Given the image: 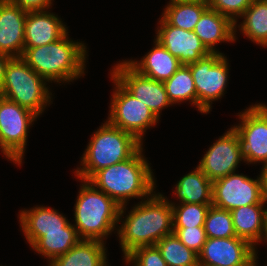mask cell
Segmentation results:
<instances>
[{
    "label": "cell",
    "instance_id": "f546056e",
    "mask_svg": "<svg viewBox=\"0 0 267 266\" xmlns=\"http://www.w3.org/2000/svg\"><path fill=\"white\" fill-rule=\"evenodd\" d=\"M207 238L236 237L230 211L210 206L204 222Z\"/></svg>",
    "mask_w": 267,
    "mask_h": 266
},
{
    "label": "cell",
    "instance_id": "ba28073f",
    "mask_svg": "<svg viewBox=\"0 0 267 266\" xmlns=\"http://www.w3.org/2000/svg\"><path fill=\"white\" fill-rule=\"evenodd\" d=\"M115 90L111 98L107 121L115 127L132 134L142 142L144 132L158 123V118L144 103L129 93L112 75ZM149 127V128H148Z\"/></svg>",
    "mask_w": 267,
    "mask_h": 266
},
{
    "label": "cell",
    "instance_id": "7c38bea8",
    "mask_svg": "<svg viewBox=\"0 0 267 266\" xmlns=\"http://www.w3.org/2000/svg\"><path fill=\"white\" fill-rule=\"evenodd\" d=\"M257 258L254 247L243 238H207L198 266H256Z\"/></svg>",
    "mask_w": 267,
    "mask_h": 266
},
{
    "label": "cell",
    "instance_id": "d6a6232c",
    "mask_svg": "<svg viewBox=\"0 0 267 266\" xmlns=\"http://www.w3.org/2000/svg\"><path fill=\"white\" fill-rule=\"evenodd\" d=\"M176 237L197 255L207 241L204 227L173 228Z\"/></svg>",
    "mask_w": 267,
    "mask_h": 266
},
{
    "label": "cell",
    "instance_id": "9a60e30c",
    "mask_svg": "<svg viewBox=\"0 0 267 266\" xmlns=\"http://www.w3.org/2000/svg\"><path fill=\"white\" fill-rule=\"evenodd\" d=\"M159 24L156 40L178 58L182 65L197 62L211 53L194 31L174 27L162 16Z\"/></svg>",
    "mask_w": 267,
    "mask_h": 266
},
{
    "label": "cell",
    "instance_id": "484cf974",
    "mask_svg": "<svg viewBox=\"0 0 267 266\" xmlns=\"http://www.w3.org/2000/svg\"><path fill=\"white\" fill-rule=\"evenodd\" d=\"M243 23L238 28L254 43L267 46V0H253L241 15Z\"/></svg>",
    "mask_w": 267,
    "mask_h": 266
},
{
    "label": "cell",
    "instance_id": "3957f363",
    "mask_svg": "<svg viewBox=\"0 0 267 266\" xmlns=\"http://www.w3.org/2000/svg\"><path fill=\"white\" fill-rule=\"evenodd\" d=\"M67 31L55 42L24 48L21 58L48 82H71L84 75L86 46L69 39Z\"/></svg>",
    "mask_w": 267,
    "mask_h": 266
},
{
    "label": "cell",
    "instance_id": "836d02e7",
    "mask_svg": "<svg viewBox=\"0 0 267 266\" xmlns=\"http://www.w3.org/2000/svg\"><path fill=\"white\" fill-rule=\"evenodd\" d=\"M26 12L47 10L52 6L53 0H10Z\"/></svg>",
    "mask_w": 267,
    "mask_h": 266
},
{
    "label": "cell",
    "instance_id": "9c48e42d",
    "mask_svg": "<svg viewBox=\"0 0 267 266\" xmlns=\"http://www.w3.org/2000/svg\"><path fill=\"white\" fill-rule=\"evenodd\" d=\"M37 117L19 104L0 96V149L15 164L22 163L28 130Z\"/></svg>",
    "mask_w": 267,
    "mask_h": 266
},
{
    "label": "cell",
    "instance_id": "e575fe53",
    "mask_svg": "<svg viewBox=\"0 0 267 266\" xmlns=\"http://www.w3.org/2000/svg\"><path fill=\"white\" fill-rule=\"evenodd\" d=\"M261 174L259 175L261 181V193L262 199L267 204V163L261 168Z\"/></svg>",
    "mask_w": 267,
    "mask_h": 266
},
{
    "label": "cell",
    "instance_id": "603a6c76",
    "mask_svg": "<svg viewBox=\"0 0 267 266\" xmlns=\"http://www.w3.org/2000/svg\"><path fill=\"white\" fill-rule=\"evenodd\" d=\"M174 189L180 203L212 204L213 182L198 167L180 178Z\"/></svg>",
    "mask_w": 267,
    "mask_h": 266
},
{
    "label": "cell",
    "instance_id": "8992f818",
    "mask_svg": "<svg viewBox=\"0 0 267 266\" xmlns=\"http://www.w3.org/2000/svg\"><path fill=\"white\" fill-rule=\"evenodd\" d=\"M46 82L21 57H12L5 67L0 96L39 116L52 102Z\"/></svg>",
    "mask_w": 267,
    "mask_h": 266
},
{
    "label": "cell",
    "instance_id": "52a82bcc",
    "mask_svg": "<svg viewBox=\"0 0 267 266\" xmlns=\"http://www.w3.org/2000/svg\"><path fill=\"white\" fill-rule=\"evenodd\" d=\"M223 53H210L197 62L188 64L197 94V109L209 113L212 101L224 95L228 81V62Z\"/></svg>",
    "mask_w": 267,
    "mask_h": 266
},
{
    "label": "cell",
    "instance_id": "2e32d148",
    "mask_svg": "<svg viewBox=\"0 0 267 266\" xmlns=\"http://www.w3.org/2000/svg\"><path fill=\"white\" fill-rule=\"evenodd\" d=\"M27 12L10 0H0V52L21 57Z\"/></svg>",
    "mask_w": 267,
    "mask_h": 266
},
{
    "label": "cell",
    "instance_id": "8fae6325",
    "mask_svg": "<svg viewBox=\"0 0 267 266\" xmlns=\"http://www.w3.org/2000/svg\"><path fill=\"white\" fill-rule=\"evenodd\" d=\"M252 204H266L262 199L260 177L252 179L242 173H232L213 181L212 206L232 211Z\"/></svg>",
    "mask_w": 267,
    "mask_h": 266
},
{
    "label": "cell",
    "instance_id": "cb8c5ba5",
    "mask_svg": "<svg viewBox=\"0 0 267 266\" xmlns=\"http://www.w3.org/2000/svg\"><path fill=\"white\" fill-rule=\"evenodd\" d=\"M208 8V0H170L162 17L174 27L194 31L196 23Z\"/></svg>",
    "mask_w": 267,
    "mask_h": 266
},
{
    "label": "cell",
    "instance_id": "d6986e66",
    "mask_svg": "<svg viewBox=\"0 0 267 266\" xmlns=\"http://www.w3.org/2000/svg\"><path fill=\"white\" fill-rule=\"evenodd\" d=\"M154 47L141 61L127 60L126 62L139 74L148 78L162 81L169 79L180 67L178 58L174 57L158 40Z\"/></svg>",
    "mask_w": 267,
    "mask_h": 266
},
{
    "label": "cell",
    "instance_id": "4316f807",
    "mask_svg": "<svg viewBox=\"0 0 267 266\" xmlns=\"http://www.w3.org/2000/svg\"><path fill=\"white\" fill-rule=\"evenodd\" d=\"M164 85L172 105L189 100L191 104L197 106L196 88L187 65H181L169 79L164 81Z\"/></svg>",
    "mask_w": 267,
    "mask_h": 266
},
{
    "label": "cell",
    "instance_id": "f1b7e54d",
    "mask_svg": "<svg viewBox=\"0 0 267 266\" xmlns=\"http://www.w3.org/2000/svg\"><path fill=\"white\" fill-rule=\"evenodd\" d=\"M173 209V228L203 227L206 214L212 204L170 202Z\"/></svg>",
    "mask_w": 267,
    "mask_h": 266
},
{
    "label": "cell",
    "instance_id": "5b68a950",
    "mask_svg": "<svg viewBox=\"0 0 267 266\" xmlns=\"http://www.w3.org/2000/svg\"><path fill=\"white\" fill-rule=\"evenodd\" d=\"M142 145L132 134L106 121L92 135L75 176L88 181L97 171L129 159Z\"/></svg>",
    "mask_w": 267,
    "mask_h": 266
},
{
    "label": "cell",
    "instance_id": "6da1fadb",
    "mask_svg": "<svg viewBox=\"0 0 267 266\" xmlns=\"http://www.w3.org/2000/svg\"><path fill=\"white\" fill-rule=\"evenodd\" d=\"M125 220V221H124ZM117 229L124 255L142 246H152L173 233L172 204L160 193H152L126 215Z\"/></svg>",
    "mask_w": 267,
    "mask_h": 266
},
{
    "label": "cell",
    "instance_id": "4fadbf2b",
    "mask_svg": "<svg viewBox=\"0 0 267 266\" xmlns=\"http://www.w3.org/2000/svg\"><path fill=\"white\" fill-rule=\"evenodd\" d=\"M111 75L136 99L160 119L162 109L171 106L164 82L139 74L125 60L112 69Z\"/></svg>",
    "mask_w": 267,
    "mask_h": 266
},
{
    "label": "cell",
    "instance_id": "d4e9b609",
    "mask_svg": "<svg viewBox=\"0 0 267 266\" xmlns=\"http://www.w3.org/2000/svg\"><path fill=\"white\" fill-rule=\"evenodd\" d=\"M80 240L76 228L69 223L61 230L44 231V236L32 245V249L51 262L54 258L69 251Z\"/></svg>",
    "mask_w": 267,
    "mask_h": 266
},
{
    "label": "cell",
    "instance_id": "d590c367",
    "mask_svg": "<svg viewBox=\"0 0 267 266\" xmlns=\"http://www.w3.org/2000/svg\"><path fill=\"white\" fill-rule=\"evenodd\" d=\"M10 58L9 55L0 52V88L4 81L5 67Z\"/></svg>",
    "mask_w": 267,
    "mask_h": 266
},
{
    "label": "cell",
    "instance_id": "7402d4cb",
    "mask_svg": "<svg viewBox=\"0 0 267 266\" xmlns=\"http://www.w3.org/2000/svg\"><path fill=\"white\" fill-rule=\"evenodd\" d=\"M105 244L98 240L81 239L65 254L54 258L50 266H99L107 258Z\"/></svg>",
    "mask_w": 267,
    "mask_h": 266
},
{
    "label": "cell",
    "instance_id": "ac0fdd59",
    "mask_svg": "<svg viewBox=\"0 0 267 266\" xmlns=\"http://www.w3.org/2000/svg\"><path fill=\"white\" fill-rule=\"evenodd\" d=\"M20 227L30 247L41 237L44 231L61 230L69 221L54 208L36 206L30 210H22L19 214Z\"/></svg>",
    "mask_w": 267,
    "mask_h": 266
},
{
    "label": "cell",
    "instance_id": "83f0119b",
    "mask_svg": "<svg viewBox=\"0 0 267 266\" xmlns=\"http://www.w3.org/2000/svg\"><path fill=\"white\" fill-rule=\"evenodd\" d=\"M168 266H198V255L187 248L174 233L156 243Z\"/></svg>",
    "mask_w": 267,
    "mask_h": 266
},
{
    "label": "cell",
    "instance_id": "30bf717a",
    "mask_svg": "<svg viewBox=\"0 0 267 266\" xmlns=\"http://www.w3.org/2000/svg\"><path fill=\"white\" fill-rule=\"evenodd\" d=\"M239 125L233 128L237 132L244 162L267 163V106L265 104L251 105L238 115Z\"/></svg>",
    "mask_w": 267,
    "mask_h": 266
},
{
    "label": "cell",
    "instance_id": "7a4b0ae2",
    "mask_svg": "<svg viewBox=\"0 0 267 266\" xmlns=\"http://www.w3.org/2000/svg\"><path fill=\"white\" fill-rule=\"evenodd\" d=\"M142 152L141 146L129 159L97 171L88 181L121 207L131 198L143 201L154 192L155 180Z\"/></svg>",
    "mask_w": 267,
    "mask_h": 266
},
{
    "label": "cell",
    "instance_id": "1f68e13d",
    "mask_svg": "<svg viewBox=\"0 0 267 266\" xmlns=\"http://www.w3.org/2000/svg\"><path fill=\"white\" fill-rule=\"evenodd\" d=\"M252 2L253 0H208V5L210 9L229 18L235 24L236 32L237 18L241 17Z\"/></svg>",
    "mask_w": 267,
    "mask_h": 266
},
{
    "label": "cell",
    "instance_id": "5bb4252c",
    "mask_svg": "<svg viewBox=\"0 0 267 266\" xmlns=\"http://www.w3.org/2000/svg\"><path fill=\"white\" fill-rule=\"evenodd\" d=\"M242 160L241 142L237 132L231 127L210 146L197 167L213 182L235 173Z\"/></svg>",
    "mask_w": 267,
    "mask_h": 266
},
{
    "label": "cell",
    "instance_id": "e0dca14e",
    "mask_svg": "<svg viewBox=\"0 0 267 266\" xmlns=\"http://www.w3.org/2000/svg\"><path fill=\"white\" fill-rule=\"evenodd\" d=\"M62 22L58 15L47 10L27 12L24 48H35L60 39L68 31Z\"/></svg>",
    "mask_w": 267,
    "mask_h": 266
},
{
    "label": "cell",
    "instance_id": "ffe728a7",
    "mask_svg": "<svg viewBox=\"0 0 267 266\" xmlns=\"http://www.w3.org/2000/svg\"><path fill=\"white\" fill-rule=\"evenodd\" d=\"M194 32L211 53L220 52L216 51L215 44L236 41L235 24L210 8L201 15Z\"/></svg>",
    "mask_w": 267,
    "mask_h": 266
},
{
    "label": "cell",
    "instance_id": "44dd1931",
    "mask_svg": "<svg viewBox=\"0 0 267 266\" xmlns=\"http://www.w3.org/2000/svg\"><path fill=\"white\" fill-rule=\"evenodd\" d=\"M264 204L241 206L230 211L236 236L247 240L255 250L263 233L267 208Z\"/></svg>",
    "mask_w": 267,
    "mask_h": 266
},
{
    "label": "cell",
    "instance_id": "277c9868",
    "mask_svg": "<svg viewBox=\"0 0 267 266\" xmlns=\"http://www.w3.org/2000/svg\"><path fill=\"white\" fill-rule=\"evenodd\" d=\"M83 183L77 196L74 218L80 239L104 242L122 220L126 206L118 205L111 197L96 189L89 181Z\"/></svg>",
    "mask_w": 267,
    "mask_h": 266
},
{
    "label": "cell",
    "instance_id": "4dcf8cb0",
    "mask_svg": "<svg viewBox=\"0 0 267 266\" xmlns=\"http://www.w3.org/2000/svg\"><path fill=\"white\" fill-rule=\"evenodd\" d=\"M123 257L134 266H168L156 245L138 247Z\"/></svg>",
    "mask_w": 267,
    "mask_h": 266
},
{
    "label": "cell",
    "instance_id": "74e56055",
    "mask_svg": "<svg viewBox=\"0 0 267 266\" xmlns=\"http://www.w3.org/2000/svg\"><path fill=\"white\" fill-rule=\"evenodd\" d=\"M106 260L107 258H105V260L99 266H109Z\"/></svg>",
    "mask_w": 267,
    "mask_h": 266
},
{
    "label": "cell",
    "instance_id": "8d00e7d4",
    "mask_svg": "<svg viewBox=\"0 0 267 266\" xmlns=\"http://www.w3.org/2000/svg\"><path fill=\"white\" fill-rule=\"evenodd\" d=\"M263 239L267 241V212L264 219V228L260 241H262Z\"/></svg>",
    "mask_w": 267,
    "mask_h": 266
}]
</instances>
